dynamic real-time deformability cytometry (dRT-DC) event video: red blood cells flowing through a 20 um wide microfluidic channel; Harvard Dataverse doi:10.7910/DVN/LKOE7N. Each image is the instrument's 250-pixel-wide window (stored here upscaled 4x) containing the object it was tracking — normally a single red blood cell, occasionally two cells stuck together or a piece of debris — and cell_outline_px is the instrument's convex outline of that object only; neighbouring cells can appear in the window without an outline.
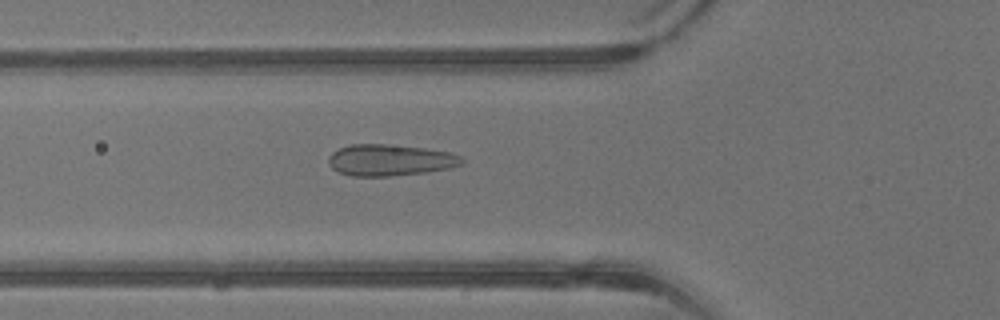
{"species": "common noctule bat (a hibernating species)", "species_latin": "Nyctalus noctula", "temperature_condition": "warm", "stored_images_in_passage": 41, "camera_frame_rate_fps": 3000, "um_per_image_px": 0.085, "animal": {"sex": "male", "body_mass_g": 13.3}, "frame": {"image": 1, "passage_image": 15, "time_ms": 4.667, "image_size_px": [1000, 320], "cell_outline_px": [[464, 164], [452, 168], [424, 172], [392, 176], [352, 176], [340, 172], [332, 168], [328, 160], [328, 156], [332, 152], [340, 148], [352, 144], [388, 144], [424, 148], [448, 152], [460, 156], [464, 160]], "centroid_in_image_um": [33.17, 13.61], "position_along_channel_um": 92.6, "area_um2": 24.39}}
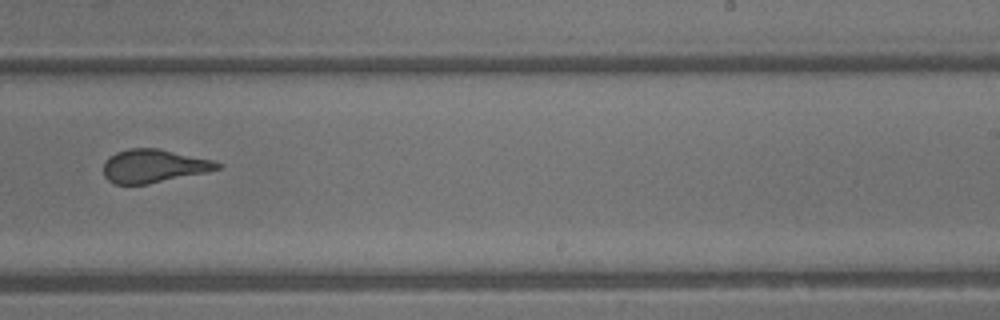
{"frame": {"image": 2, "passage_image": 26, "time_ms": 8.333, "image_size_px": [1000, 320], "cell_outline_px": [[224, 164], [220, 168], [204, 172], [148, 184], [116, 184], [108, 180], [104, 176], [104, 164], [108, 156], [116, 152], [128, 148], [160, 148], [216, 160]], "centroid_in_image_um": [13.08, 14.09], "position_along_channel_um": 275.9, "area_um2": 22.25}}
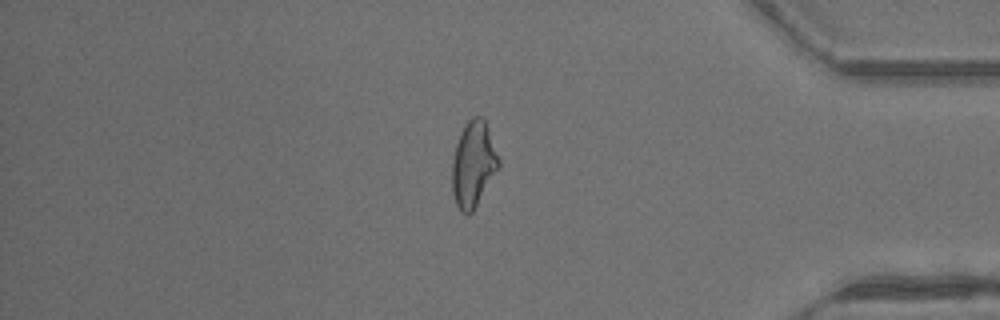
{"frame": {"image": 3, "passage_image": 35, "time_ms": 11.333, "image_size_px": [1000, 320], "cell_outline_px": [[500, 168], [472, 212], [468, 216], [460, 212], [456, 204], [452, 192], [452, 164], [456, 144], [460, 132], [468, 120], [472, 116], [480, 116], [484, 120], [500, 160]], "centroid_in_image_um": [40.23, 14.0], "position_along_channel_um": 395.0, "area_um2": 23.29}, "authors_computed_cell_mechanics": {"area_um2": 23.7558, "velocity_mm_per_s": 4.9925, "shape_relaxation_time_tau1_ms": null, "shape_relaxation_time_tau2_ms": 0.5283, "deformation_change_tau1": null, "deformation_change_tau2": 0.0664}}